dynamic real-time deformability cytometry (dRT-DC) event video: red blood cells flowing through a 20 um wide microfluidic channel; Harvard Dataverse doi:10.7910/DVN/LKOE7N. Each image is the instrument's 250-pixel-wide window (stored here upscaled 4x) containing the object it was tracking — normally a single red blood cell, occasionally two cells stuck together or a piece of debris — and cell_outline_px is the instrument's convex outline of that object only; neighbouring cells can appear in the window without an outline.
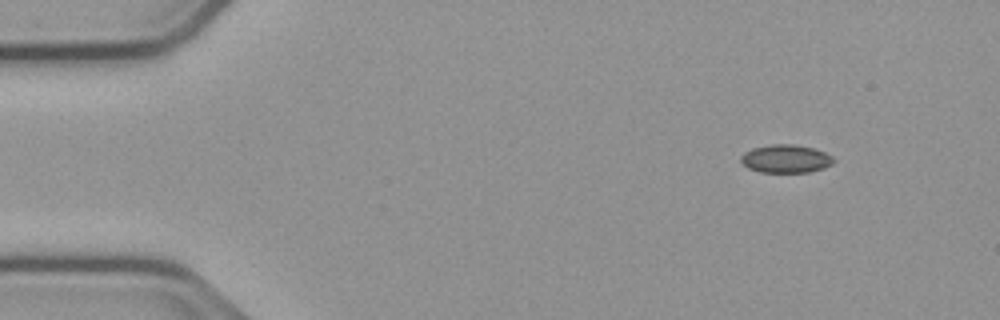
{"species": "common noctule bat (a hibernating species)", "species_latin": "Nyctalus noctula", "temperature_condition": "cold", "stored_images_in_passage": 49, "camera_frame_rate_fps": 3000, "um_per_image_px": 0.085, "animal": {"sex": "male", "body_mass_g": 23.1, "forearm_length_mm": 52.7}, "frame": {"image": 1, "passage_image": 1, "time_ms": 0.0, "image_size_px": [1000, 320], "cell_outline_px": [[836, 160], [832, 164], [824, 168], [808, 172], [760, 172], [748, 168], [740, 164], [740, 156], [744, 152], [752, 148], [772, 144], [792, 144], [812, 148], [824, 152], [832, 156]], "centroid_in_image_um": [66.76, 13.5], "position_along_channel_um": 18.2, "area_um2": 15.32}}
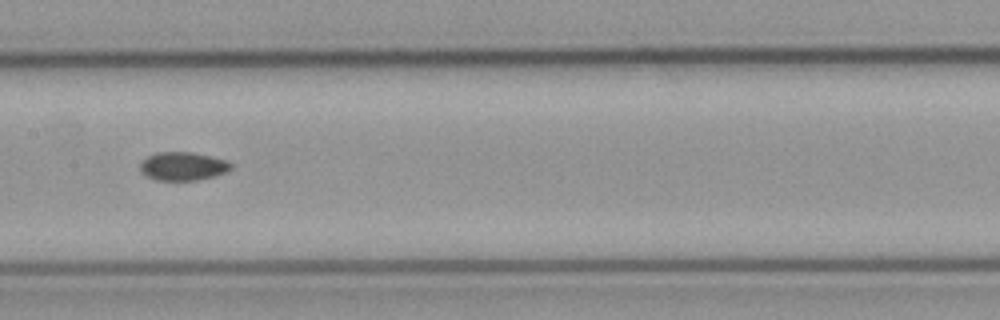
{"frame": {"image": 2, "passage_image": 22, "time_ms": 7.0, "image_size_px": [1000, 320], "cell_outline_px": [[232, 168], [228, 172], [216, 176], [196, 180], [156, 180], [148, 176], [140, 168], [140, 164], [148, 156], [156, 152], [192, 152], [228, 160], [232, 164]], "centroid_in_image_um": [15.61, 14.12], "position_along_channel_um": 191.8, "area_um2": 15.03}}
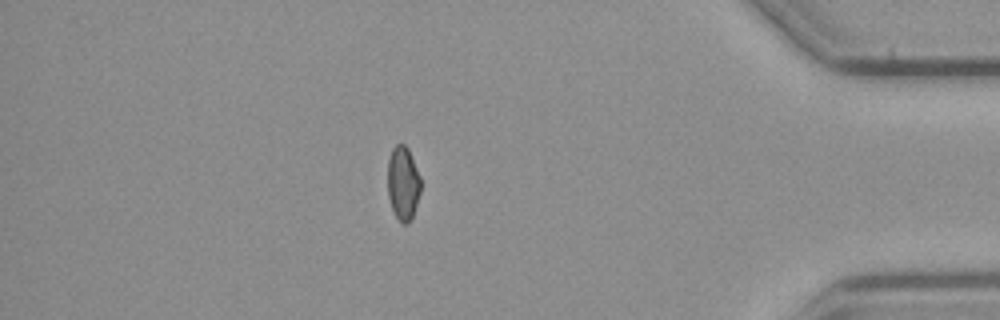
{"frame": {"image": 3, "passage_image": 42, "time_ms": 13.667, "image_size_px": [1000, 320], "cell_outline_px": [[420, 192], [412, 216], [408, 224], [400, 224], [392, 208], [388, 196], [388, 160], [392, 148], [396, 144], [404, 144], [408, 148], [420, 176]], "centroid_in_image_um": [34.25, 15.57], "position_along_channel_um": 401.0, "area_um2": 14.16}}